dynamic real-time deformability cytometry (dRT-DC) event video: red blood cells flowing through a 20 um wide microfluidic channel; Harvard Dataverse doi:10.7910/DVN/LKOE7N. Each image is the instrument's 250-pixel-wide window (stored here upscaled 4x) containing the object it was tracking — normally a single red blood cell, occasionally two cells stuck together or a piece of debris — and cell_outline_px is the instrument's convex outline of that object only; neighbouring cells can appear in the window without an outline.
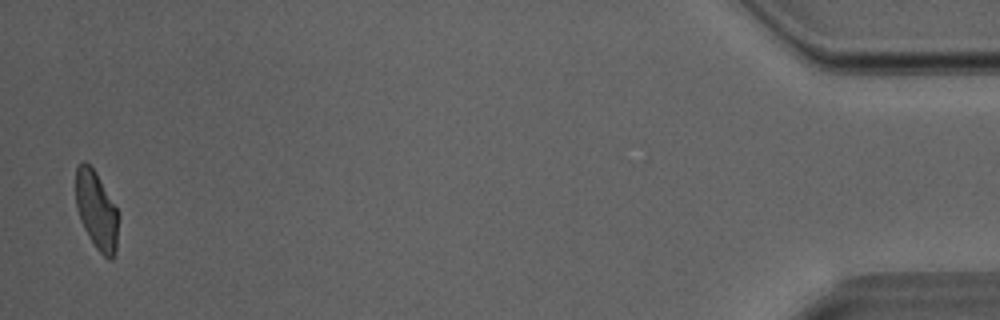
{"species": "Egyptian fruit bat (a non-hibernating species)", "species_latin": "Rousettus aegyptiacus", "temperature_condition": "room temperature", "stored_images_in_passage": 35, "camera_frame_rate_fps": 3000, "um_per_image_px": 0.085, "animal": {"sex": "male"}, "frame": {"image": 1, "passage_image": 35, "time_ms": 11.333, "image_size_px": [1000, 320], "cell_outline_px": [[116, 252], [112, 260], [108, 260], [96, 248], [88, 236], [80, 220], [76, 208], [76, 164], [80, 160], [84, 160], [96, 172], [116, 208]], "centroid_in_image_um": [8.15, 17.85], "position_along_channel_um": 427.0, "area_um2": 19.13}}